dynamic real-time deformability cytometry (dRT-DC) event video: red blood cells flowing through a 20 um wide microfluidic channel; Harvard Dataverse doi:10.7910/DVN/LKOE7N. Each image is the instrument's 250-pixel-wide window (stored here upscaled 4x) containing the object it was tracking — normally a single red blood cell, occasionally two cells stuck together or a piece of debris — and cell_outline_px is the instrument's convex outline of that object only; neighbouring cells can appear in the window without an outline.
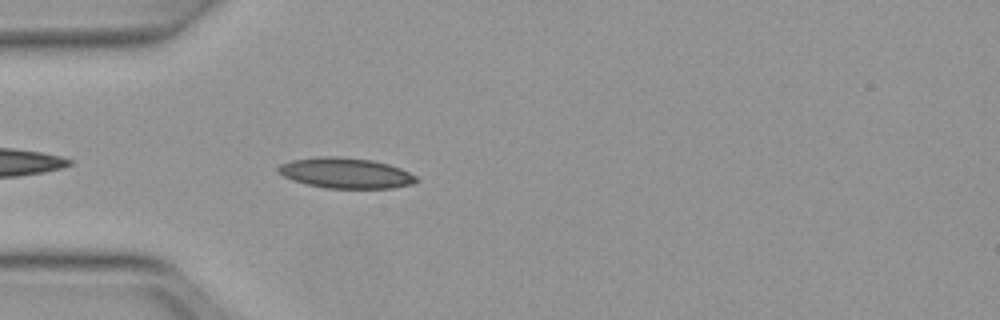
{"species": "Egyptian fruit bat (a non-hibernating species)", "species_latin": "Rousettus aegyptiacus", "temperature_condition": "warm", "stored_images_in_passage": 9, "camera_frame_rate_fps": 3000, "um_per_image_px": 0.085, "animal": {"sex": "female"}, "frame": {"image": 1, "passage_image": 3, "time_ms": 0.667, "image_size_px": [1000, 320], "cell_outline_px": [[420, 180], [412, 184], [392, 188], [324, 188], [292, 180], [284, 176], [276, 168], [280, 164], [292, 160], [324, 156], [336, 156], [372, 160], [388, 164], [400, 168], [416, 176]], "centroid_in_image_um": [29.4, 14.71], "position_along_channel_um": 55.6, "area_um2": 24.39}}
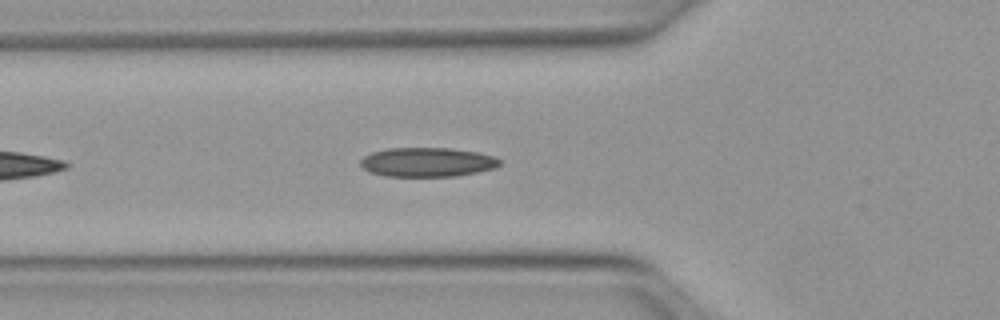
{"frame": {"image": 2, "passage_image": 6, "time_ms": 1.667, "image_size_px": [1000, 320], "cell_outline_px": [[500, 164], [496, 168], [456, 176], [384, 176], [368, 172], [360, 164], [360, 160], [364, 156], [372, 152], [388, 148], [452, 148], [480, 152], [492, 156], [500, 160]], "centroid_in_image_um": [36.31, 13.78], "position_along_channel_um": 89.5, "area_um2": 23.81}}